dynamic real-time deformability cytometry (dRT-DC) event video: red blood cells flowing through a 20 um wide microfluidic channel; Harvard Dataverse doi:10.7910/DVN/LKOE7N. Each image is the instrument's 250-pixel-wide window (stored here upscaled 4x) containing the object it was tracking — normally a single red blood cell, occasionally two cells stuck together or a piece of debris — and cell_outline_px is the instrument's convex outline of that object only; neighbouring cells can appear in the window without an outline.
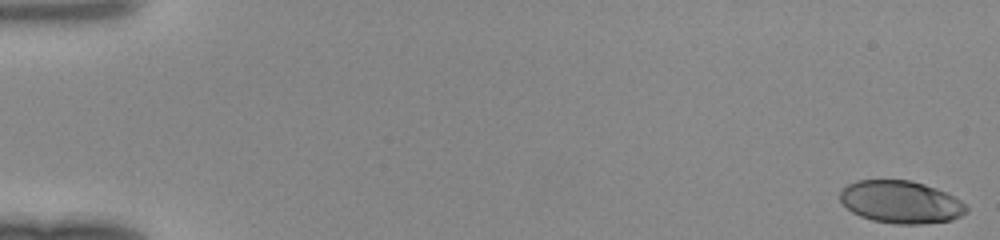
{"species": "human", "species_latin": "Homo sapiens", "temperature_condition": "room temperature", "stored_images_in_passage": 48, "camera_frame_rate_fps": 3000, "um_per_image_px": 0.085, "donor": {"sex": "female"}, "frame": {"image": 1, "passage_image": 1, "time_ms": 0.0, "image_size_px": [1000, 240], "cell_outline_px": [[968, 212], [952, 220], [920, 224], [896, 224], [872, 220], [860, 216], [852, 212], [840, 200], [840, 192], [848, 184], [856, 180], [912, 180], [936, 188], [960, 200], [968, 208]], "centroid_in_image_um": [76.57, 17.17], "position_along_channel_um": 8.4, "area_um2": 31.21}}
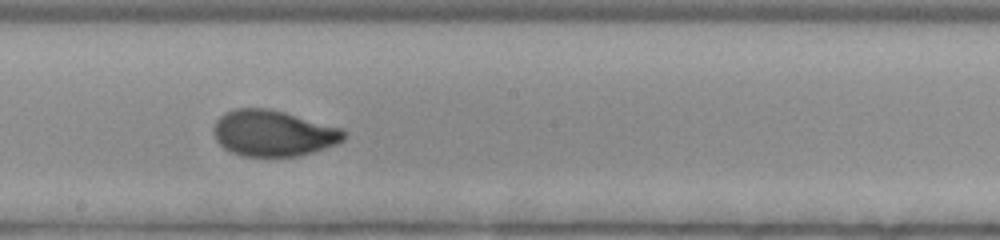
{"frame": {"image": 2, "passage_image": 28, "time_ms": 9.0, "image_size_px": [1000, 240], "cell_outline_px": [[348, 132], [344, 140], [336, 144], [312, 152], [296, 156], [240, 156], [228, 152], [216, 140], [212, 132], [212, 128], [216, 120], [224, 112], [232, 108], [268, 108], [284, 112], [340, 128]], "centroid_in_image_um": [23.17, 11.32], "position_along_channel_um": 225.0, "area_um2": 35.14}}
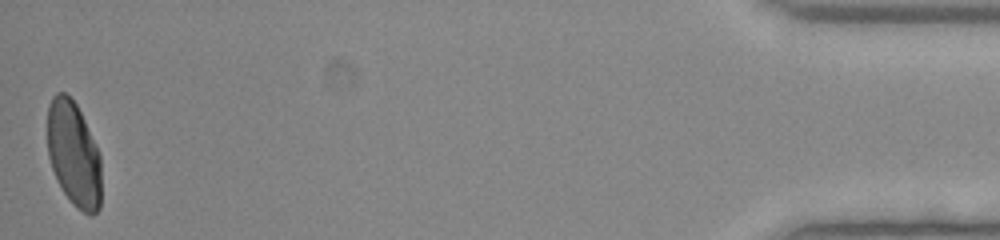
{"frame": {"image": 3, "passage_image": 48, "time_ms": 15.667, "image_size_px": [1000, 240], "cell_outline_px": [[100, 208], [92, 216], [76, 208], [72, 204], [64, 192], [52, 168], [48, 156], [48, 104], [52, 96], [56, 92], [64, 92], [76, 104], [84, 120], [100, 156]], "centroid_in_image_um": [6.26, 13.1], "position_along_channel_um": 428.9, "area_um2": 32.6}}